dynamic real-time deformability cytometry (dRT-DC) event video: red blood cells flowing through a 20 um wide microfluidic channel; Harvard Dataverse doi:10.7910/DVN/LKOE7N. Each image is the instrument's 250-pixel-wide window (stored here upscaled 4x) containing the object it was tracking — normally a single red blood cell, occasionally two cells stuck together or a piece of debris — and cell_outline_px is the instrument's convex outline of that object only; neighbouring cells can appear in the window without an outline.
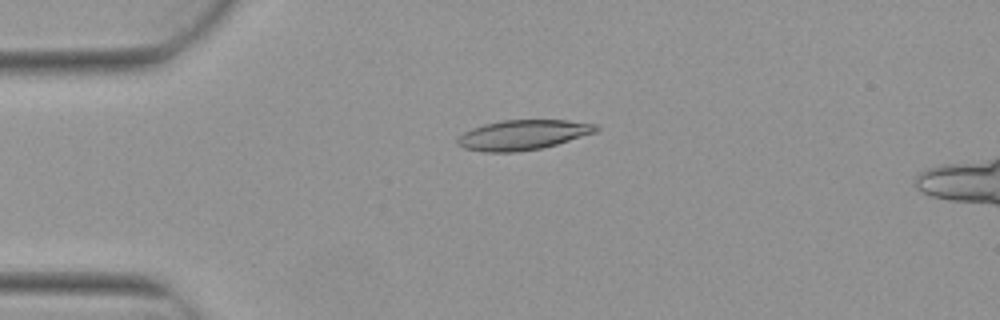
{"species": "Egyptian fruit bat (a non-hibernating species)", "species_latin": "Rousettus aegyptiacus", "temperature_condition": "warm", "stored_images_in_passage": 2, "camera_frame_rate_fps": 3000, "um_per_image_px": 0.085, "animal": {"sex": "female"}, "frame": {"image": 1, "passage_image": 2, "time_ms": 0.333, "image_size_px": [1000, 320], "cell_outline_px": [[600, 128], [596, 132], [556, 144], [540, 148], [516, 152], [484, 152], [464, 148], [456, 144], [456, 140], [464, 132], [472, 128], [484, 124], [504, 120], [568, 120], [596, 124]], "centroid_in_image_um": [44.43, 11.46], "position_along_channel_um": 40.6, "area_um2": 24.04}}